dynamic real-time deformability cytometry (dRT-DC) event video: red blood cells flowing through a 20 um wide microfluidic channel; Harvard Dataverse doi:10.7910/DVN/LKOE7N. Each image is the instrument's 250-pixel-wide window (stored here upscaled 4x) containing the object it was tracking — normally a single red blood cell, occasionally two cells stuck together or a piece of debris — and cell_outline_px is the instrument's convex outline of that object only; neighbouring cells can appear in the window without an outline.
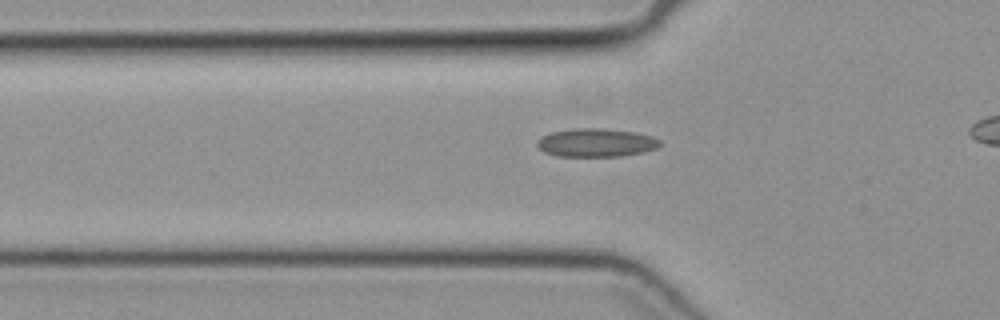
{"species": "common noctule bat (a hibernating species)", "species_latin": "Nyctalus noctula", "temperature_condition": "cold", "stored_images_in_passage": 26, "camera_frame_rate_fps": 3000, "um_per_image_px": 0.085, "animal": {"sex": "female", "body_mass_g": 19.3, "forearm_length_mm": 54.1}, "frame": {"image": 1, "passage_image": 2, "time_ms": 0.333, "image_size_px": [1000, 320], "cell_outline_px": [[660, 144], [656, 148], [644, 152], [620, 156], [556, 156], [544, 152], [536, 144], [536, 140], [552, 132], [572, 128], [604, 128], [636, 132], [652, 136], [660, 140]], "centroid_in_image_um": [50.67, 12.12], "position_along_channel_um": 75.1, "area_um2": 20.35}}
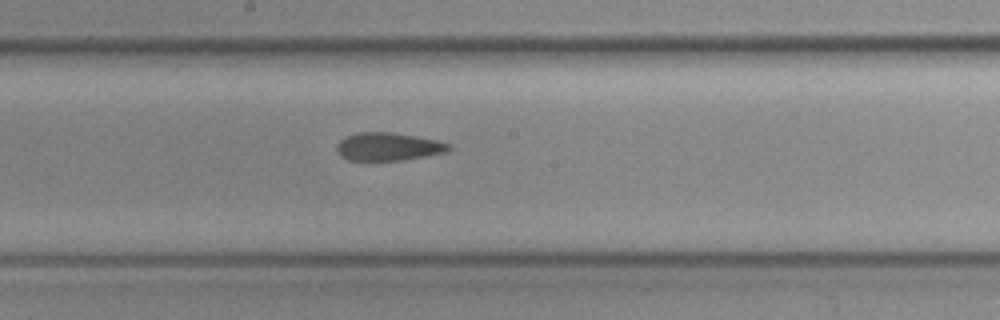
{"frame": {"image": 2, "passage_image": 12, "time_ms": 3.667, "image_size_px": [1000, 320], "cell_outline_px": [[452, 148], [444, 152], [404, 160], [348, 160], [340, 156], [336, 148], [336, 144], [344, 136], [356, 132], [388, 132], [416, 136], [440, 140], [452, 144]], "centroid_in_image_um": [32.99, 12.45], "position_along_channel_um": 215.2, "area_um2": 18.44}}
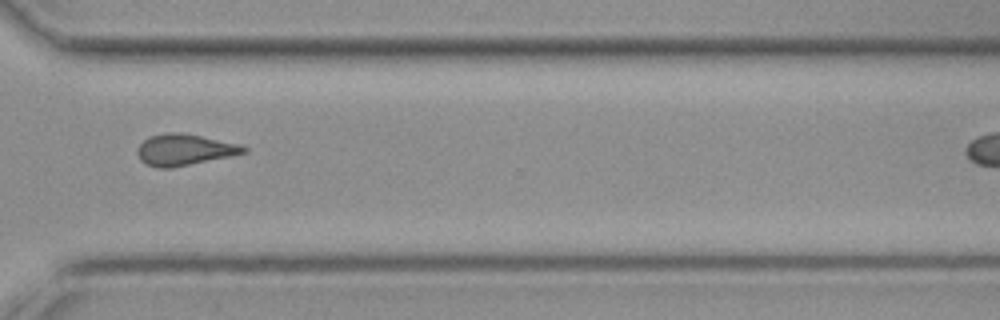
{"frame": {"image": 3, "passage_image": 22, "time_ms": 7.0, "image_size_px": [1000, 320], "cell_outline_px": [[248, 152], [172, 168], [156, 168], [140, 160], [136, 152], [136, 148], [144, 140], [152, 136], [164, 132], [180, 132], [240, 144], [248, 148]], "centroid_in_image_um": [15.65, 12.73], "position_along_channel_um": 354.9, "area_um2": 19.31}}